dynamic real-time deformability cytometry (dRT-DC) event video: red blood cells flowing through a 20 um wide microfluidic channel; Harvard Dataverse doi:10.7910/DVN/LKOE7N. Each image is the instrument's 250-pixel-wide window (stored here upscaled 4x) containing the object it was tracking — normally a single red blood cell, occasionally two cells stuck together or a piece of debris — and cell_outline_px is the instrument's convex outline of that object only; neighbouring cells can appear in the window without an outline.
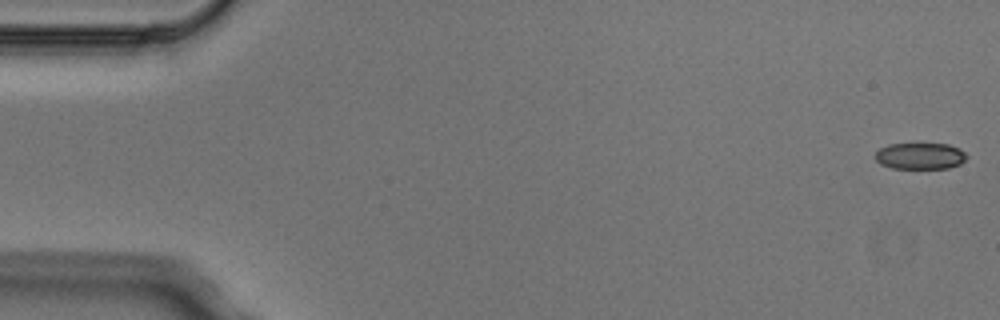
{"species": "Egyptian fruit bat (a non-hibernating species)", "species_latin": "Rousettus aegyptiacus", "temperature_condition": "cold", "stored_images_in_passage": 6, "camera_frame_rate_fps": 3000, "um_per_image_px": 0.085, "animal": {"sex": "male"}, "frame": {"image": 1, "passage_image": 1, "time_ms": 0.0, "image_size_px": [1000, 320], "cell_outline_px": [[968, 156], [960, 164], [948, 168], [892, 168], [880, 164], [876, 160], [876, 152], [880, 148], [888, 144], [948, 144], [960, 148]], "centroid_in_image_um": [78.22, 13.26], "position_along_channel_um": 6.8, "area_um2": 14.05}}
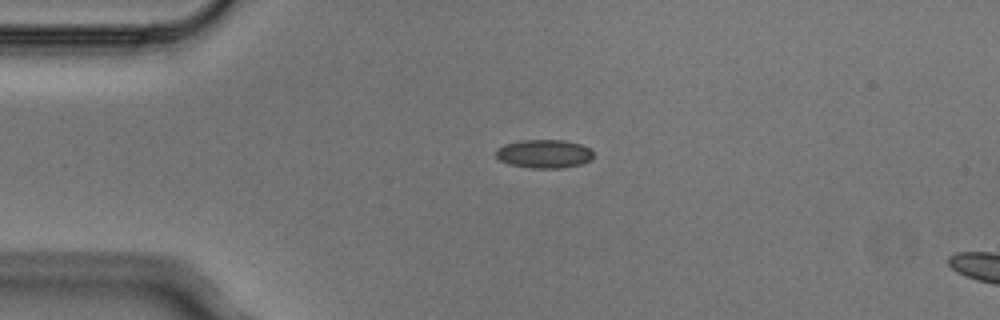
{"frame": {"image": 2, "passage_image": 4, "time_ms": 1.0, "image_size_px": [1000, 320], "cell_outline_px": [[592, 160], [580, 164], [560, 168], [532, 168], [508, 164], [500, 160], [496, 156], [496, 148], [504, 144], [524, 140], [564, 140], [580, 144], [588, 148], [592, 152]], "centroid_in_image_um": [46.22, 13.07], "position_along_channel_um": 38.8, "area_um2": 16.13}}